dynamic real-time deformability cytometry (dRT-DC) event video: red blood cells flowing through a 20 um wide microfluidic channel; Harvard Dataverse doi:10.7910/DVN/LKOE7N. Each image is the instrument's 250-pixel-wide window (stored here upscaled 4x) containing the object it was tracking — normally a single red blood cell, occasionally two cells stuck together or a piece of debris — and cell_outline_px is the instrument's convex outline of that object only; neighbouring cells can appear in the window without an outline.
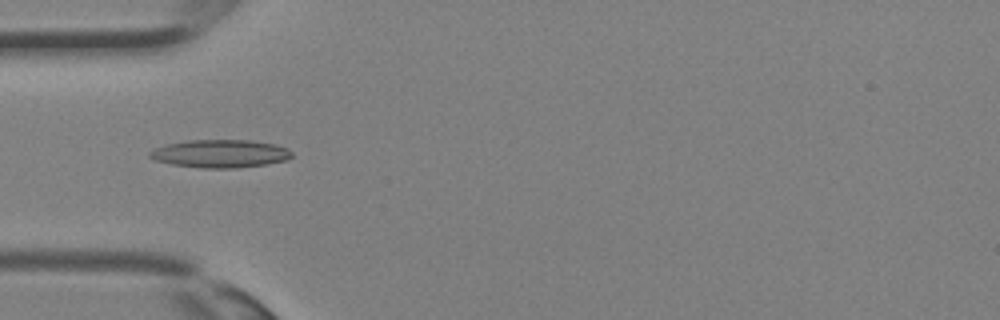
{"species": "Egyptian fruit bat (a non-hibernating species)", "species_latin": "Rousettus aegyptiacus", "temperature_condition": "room temperature", "stored_images_in_passage": 28, "camera_frame_rate_fps": 3000, "um_per_image_px": 0.085, "animal": {"sex": "female"}, "frame": {"image": 1, "passage_image": 4, "time_ms": 1.0, "image_size_px": [1000, 320], "cell_outline_px": [[292, 156], [288, 160], [268, 164], [236, 168], [204, 168], [172, 164], [156, 160], [148, 156], [148, 152], [156, 148], [168, 144], [188, 140], [252, 140], [276, 144], [288, 148], [292, 152]], "centroid_in_image_um": [18.78, 13.06], "position_along_channel_um": 66.2, "area_um2": 23.24}}
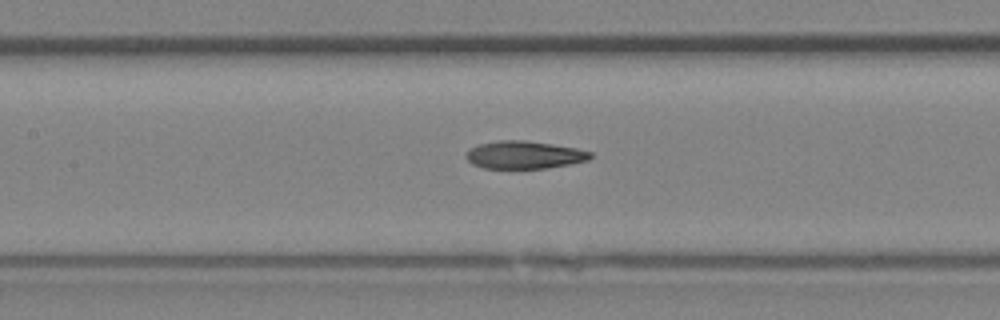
{"frame": {"image": 2, "passage_image": 9, "time_ms": 2.667, "image_size_px": [1000, 320], "cell_outline_px": [[592, 156], [588, 160], [548, 168], [484, 168], [472, 164], [468, 160], [468, 152], [472, 148], [480, 144], [500, 140], [524, 140], [552, 144], [576, 148], [592, 152]], "centroid_in_image_um": [44.6, 13.16], "position_along_channel_um": 162.8, "area_um2": 19.77}}
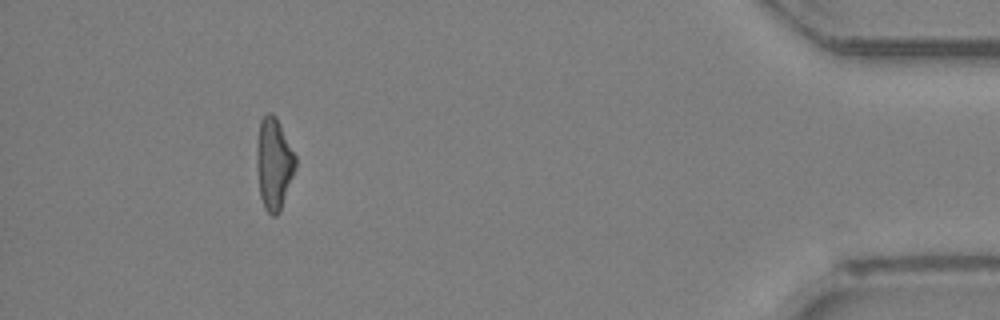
{"frame": {"image": 3, "passage_image": 25, "time_ms": 8.0, "image_size_px": [1000, 320], "cell_outline_px": [[296, 168], [280, 212], [276, 216], [272, 216], [264, 208], [260, 196], [256, 168], [256, 144], [260, 120], [268, 112], [272, 112], [276, 116], [296, 156]], "centroid_in_image_um": [23.27, 13.91], "position_along_channel_um": 411.9, "area_um2": 21.04}}